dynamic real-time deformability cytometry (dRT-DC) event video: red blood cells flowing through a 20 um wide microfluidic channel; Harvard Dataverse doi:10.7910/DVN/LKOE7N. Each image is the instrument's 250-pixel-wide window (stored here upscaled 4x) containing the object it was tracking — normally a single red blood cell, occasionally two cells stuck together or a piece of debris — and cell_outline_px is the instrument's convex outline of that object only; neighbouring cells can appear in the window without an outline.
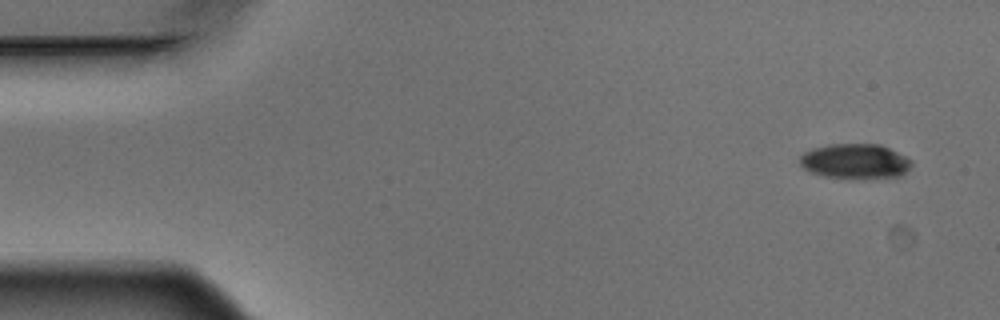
{"species": "Egyptian fruit bat (a non-hibernating species)", "species_latin": "Rousettus aegyptiacus", "temperature_condition": "warm", "stored_images_in_passage": 4, "camera_frame_rate_fps": 3000, "um_per_image_px": 0.085, "animal": {"sex": "male"}, "frame": {"image": 1, "passage_image": 1, "time_ms": 0.0, "image_size_px": [1000, 320], "cell_outline_px": [[912, 164], [900, 176], [864, 180], [824, 176], [812, 172], [804, 168], [800, 164], [800, 156], [804, 152], [812, 148], [828, 144], [880, 144], [912, 160]], "centroid_in_image_um": [72.68, 13.72], "position_along_channel_um": 12.3, "area_um2": 22.95}}
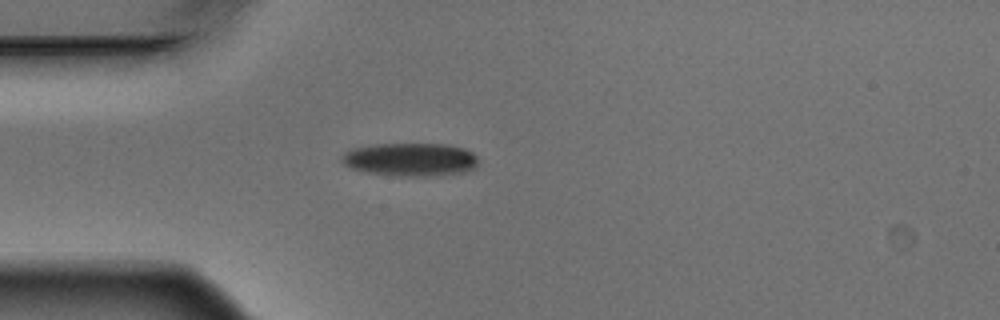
{"frame": {"image": 2, "passage_image": 4, "time_ms": 1.0, "image_size_px": [1000, 320], "cell_outline_px": [[480, 160], [476, 168], [464, 172], [440, 176], [396, 176], [368, 172], [352, 168], [344, 164], [340, 160], [340, 156], [344, 152], [352, 148], [376, 144], [448, 144], [464, 148], [472, 152]], "centroid_in_image_um": [34.92, 13.56], "position_along_channel_um": 50.1, "area_um2": 26.82}}